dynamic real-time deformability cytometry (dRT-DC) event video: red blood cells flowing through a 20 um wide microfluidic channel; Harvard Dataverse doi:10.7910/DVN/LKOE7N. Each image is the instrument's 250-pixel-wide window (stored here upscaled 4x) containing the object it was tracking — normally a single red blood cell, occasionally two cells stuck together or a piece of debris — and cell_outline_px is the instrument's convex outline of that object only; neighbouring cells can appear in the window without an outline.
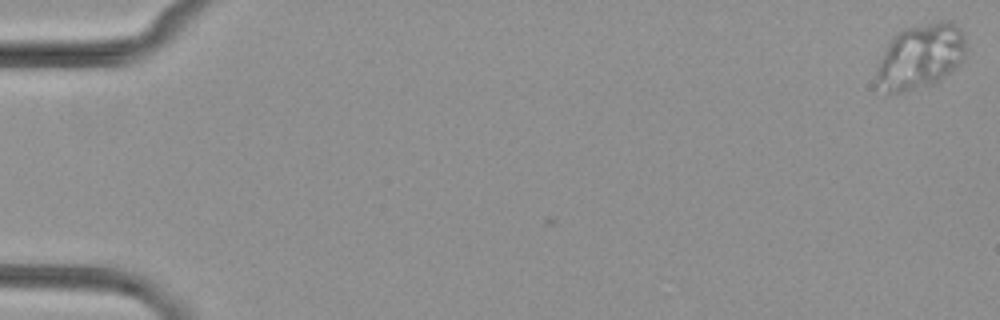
{"species": "common noctule bat (a hibernating species)", "species_latin": "Nyctalus noctula", "temperature_condition": "cold", "stored_images_in_passage": 3, "camera_frame_rate_fps": 3000, "um_per_image_px": 0.085, "animal": {"sex": "female", "body_mass_g": 29.2, "forearm_length_mm": 56.3}, "frame": {"image": 1, "passage_image": 1, "time_ms": 0.0, "image_size_px": [1000, 320], "cell_outline_px": [[964, 60], [956, 68], [932, 84], [900, 92], [888, 92], [876, 84], [876, 72], [880, 60], [888, 44], [896, 32], [904, 28], [940, 20], [952, 20], [960, 28], [964, 36]], "centroid_in_image_um": [78.25, 4.76], "position_along_channel_um": 6.7, "area_um2": 33.7}}